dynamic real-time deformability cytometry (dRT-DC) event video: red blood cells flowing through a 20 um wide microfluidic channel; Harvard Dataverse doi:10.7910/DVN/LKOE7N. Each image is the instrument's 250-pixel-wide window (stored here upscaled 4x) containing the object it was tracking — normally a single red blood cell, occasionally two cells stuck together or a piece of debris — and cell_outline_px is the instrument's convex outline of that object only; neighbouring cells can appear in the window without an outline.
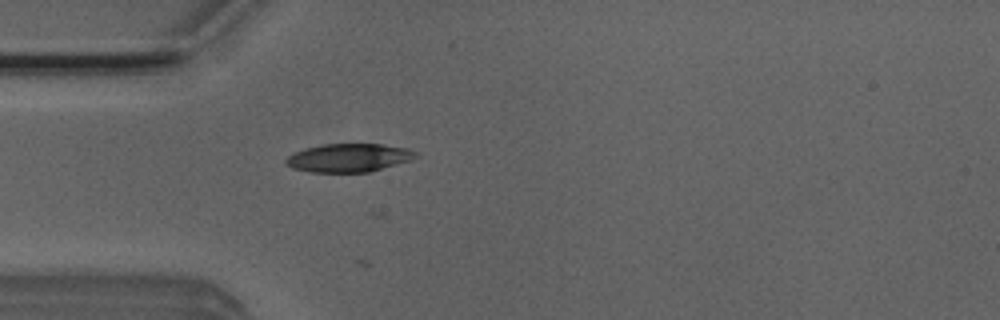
{"species": "Egyptian fruit bat (a non-hibernating species)", "species_latin": "Rousettus aegyptiacus", "temperature_condition": "room temperature", "stored_images_in_passage": 2, "camera_frame_rate_fps": 3000, "um_per_image_px": 0.085, "animal": {"sex": "male"}, "frame": {"image": 1, "passage_image": 2, "time_ms": 0.333, "image_size_px": [1000, 320], "cell_outline_px": [[420, 156], [412, 160], [368, 172], [312, 172], [292, 168], [284, 164], [284, 160], [288, 156], [304, 148], [324, 144], [384, 144], [408, 148], [416, 152]], "centroid_in_image_um": [29.66, 13.41], "position_along_channel_um": 55.3, "area_um2": 21.56}}